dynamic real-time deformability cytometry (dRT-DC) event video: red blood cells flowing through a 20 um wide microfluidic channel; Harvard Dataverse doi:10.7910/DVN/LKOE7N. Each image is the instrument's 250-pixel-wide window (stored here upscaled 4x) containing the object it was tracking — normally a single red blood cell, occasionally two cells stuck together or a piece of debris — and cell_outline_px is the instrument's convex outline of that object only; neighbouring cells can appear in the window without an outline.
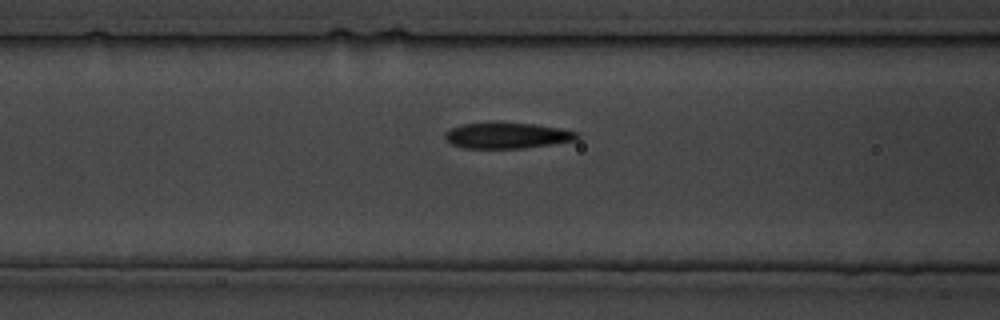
{"species": "common noctule bat (a hibernating species)", "species_latin": "Nyctalus noctula", "temperature_condition": "cold", "stored_images_in_passage": 11, "segment_of_instrument_passage": [1, 2], "camera_frame_rate_fps": 3000, "um_per_image_px": 0.085, "animal": {"sex": "male", "body_mass_g": 19.5, "forearm_length_mm": 54.6}, "frame": {"image": 1, "passage_image": 5, "time_ms": 4.333, "image_size_px": [1000, 320], "cell_outline_px": [[580, 136], [576, 140], [524, 148], [464, 148], [452, 144], [444, 140], [444, 132], [452, 128], [464, 124], [488, 120], [500, 120], [536, 124], [560, 128], [576, 132]], "centroid_in_image_um": [43.05, 11.48], "position_along_channel_um": 123.6, "area_um2": 20.63}}
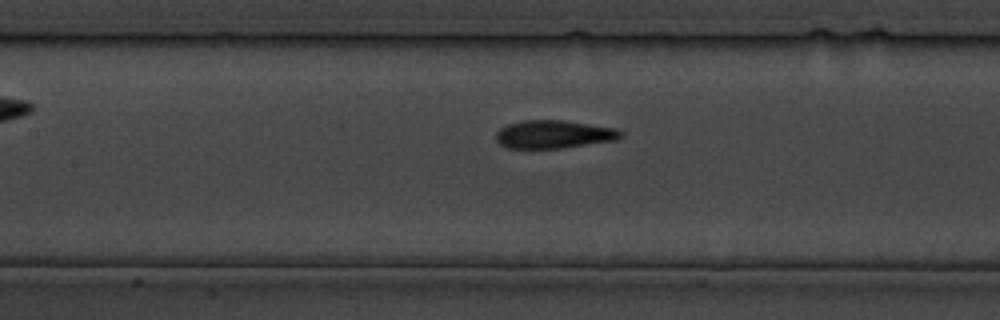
{"frame": {"image": 2, "passage_image": 7, "time_ms": 6.667, "image_size_px": [1000, 320], "cell_outline_px": [[624, 136], [616, 140], [560, 148], [508, 148], [500, 144], [496, 140], [496, 132], [500, 128], [508, 124], [524, 120], [564, 120], [616, 128], [624, 132]], "centroid_in_image_um": [47.09, 11.41], "position_along_channel_um": 160.3, "area_um2": 20.46}}
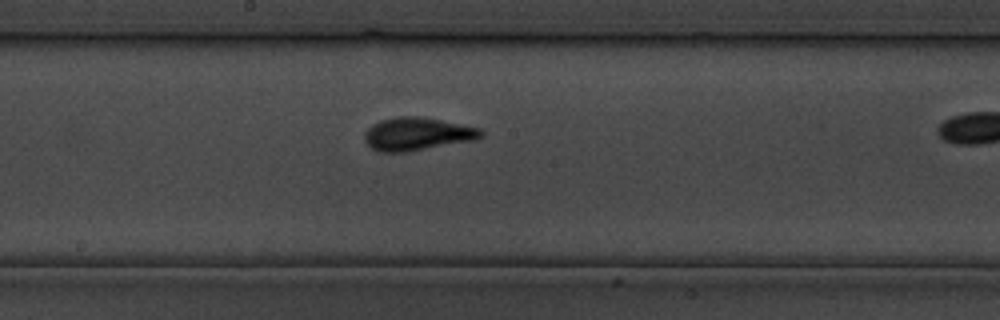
{"frame": {"image": 3, "passage_image": 10, "time_ms": 10.0, "image_size_px": [1000, 320], "cell_outline_px": [[484, 136], [472, 140], [408, 152], [380, 152], [372, 148], [364, 140], [364, 132], [372, 124], [380, 120], [400, 116], [416, 116], [440, 120], [480, 128], [484, 132]], "centroid_in_image_um": [35.43, 11.39], "position_along_channel_um": 212.8, "area_um2": 22.25}}